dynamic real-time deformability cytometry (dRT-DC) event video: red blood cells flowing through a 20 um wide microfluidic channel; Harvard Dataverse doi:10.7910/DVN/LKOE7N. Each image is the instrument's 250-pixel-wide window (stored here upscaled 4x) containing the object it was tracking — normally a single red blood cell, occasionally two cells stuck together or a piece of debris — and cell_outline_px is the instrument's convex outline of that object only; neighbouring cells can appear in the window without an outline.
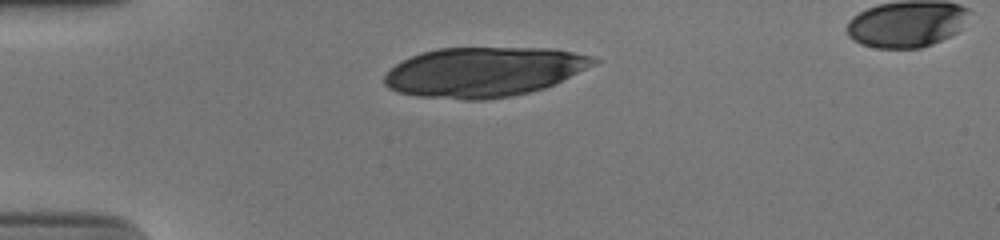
{"species": "human", "species_latin": "Homo sapiens", "temperature_condition": "cold", "stored_images_in_passage": 31, "camera_frame_rate_fps": 3000, "um_per_image_px": 0.085, "donor": {"sex": "male"}, "frame": {"image": 1, "passage_image": 1, "time_ms": 0.0, "image_size_px": [1000, 240], "cell_outline_px": [[600, 60], [596, 64], [556, 84], [544, 88], [512, 96], [484, 100], [464, 100], [416, 96], [396, 92], [388, 88], [384, 84], [384, 76], [396, 64], [420, 52], [440, 48], [552, 48], [596, 56]], "centroid_in_image_um": [41.16, 6.12], "position_along_channel_um": 43.8, "area_um2": 61.04}}